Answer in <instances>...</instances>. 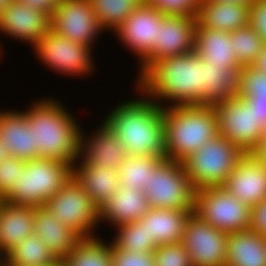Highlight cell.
<instances>
[{
  "instance_id": "1",
  "label": "cell",
  "mask_w": 266,
  "mask_h": 266,
  "mask_svg": "<svg viewBox=\"0 0 266 266\" xmlns=\"http://www.w3.org/2000/svg\"><path fill=\"white\" fill-rule=\"evenodd\" d=\"M103 124L128 155L166 159L162 105L148 99L130 100L112 110Z\"/></svg>"
},
{
  "instance_id": "2",
  "label": "cell",
  "mask_w": 266,
  "mask_h": 266,
  "mask_svg": "<svg viewBox=\"0 0 266 266\" xmlns=\"http://www.w3.org/2000/svg\"><path fill=\"white\" fill-rule=\"evenodd\" d=\"M140 80V81H139ZM137 85L153 100L168 99L174 105H201L202 58L192 53L154 62L138 79Z\"/></svg>"
},
{
  "instance_id": "3",
  "label": "cell",
  "mask_w": 266,
  "mask_h": 266,
  "mask_svg": "<svg viewBox=\"0 0 266 266\" xmlns=\"http://www.w3.org/2000/svg\"><path fill=\"white\" fill-rule=\"evenodd\" d=\"M38 102L25 112L38 158L54 159L74 166L77 158L80 159L81 130L77 121L56 101Z\"/></svg>"
},
{
  "instance_id": "4",
  "label": "cell",
  "mask_w": 266,
  "mask_h": 266,
  "mask_svg": "<svg viewBox=\"0 0 266 266\" xmlns=\"http://www.w3.org/2000/svg\"><path fill=\"white\" fill-rule=\"evenodd\" d=\"M166 159L182 162L218 134L211 105L163 106Z\"/></svg>"
},
{
  "instance_id": "5",
  "label": "cell",
  "mask_w": 266,
  "mask_h": 266,
  "mask_svg": "<svg viewBox=\"0 0 266 266\" xmlns=\"http://www.w3.org/2000/svg\"><path fill=\"white\" fill-rule=\"evenodd\" d=\"M73 177V166L54 159L37 158L24 164L23 175L2 199L10 204L40 207Z\"/></svg>"
},
{
  "instance_id": "6",
  "label": "cell",
  "mask_w": 266,
  "mask_h": 266,
  "mask_svg": "<svg viewBox=\"0 0 266 266\" xmlns=\"http://www.w3.org/2000/svg\"><path fill=\"white\" fill-rule=\"evenodd\" d=\"M245 152L228 139L217 135L182 161L193 187H221Z\"/></svg>"
},
{
  "instance_id": "7",
  "label": "cell",
  "mask_w": 266,
  "mask_h": 266,
  "mask_svg": "<svg viewBox=\"0 0 266 266\" xmlns=\"http://www.w3.org/2000/svg\"><path fill=\"white\" fill-rule=\"evenodd\" d=\"M142 191L150 208L194 210L196 189L182 162L164 159Z\"/></svg>"
},
{
  "instance_id": "8",
  "label": "cell",
  "mask_w": 266,
  "mask_h": 266,
  "mask_svg": "<svg viewBox=\"0 0 266 266\" xmlns=\"http://www.w3.org/2000/svg\"><path fill=\"white\" fill-rule=\"evenodd\" d=\"M193 213L226 234L251 227V208L222 186L197 189Z\"/></svg>"
},
{
  "instance_id": "9",
  "label": "cell",
  "mask_w": 266,
  "mask_h": 266,
  "mask_svg": "<svg viewBox=\"0 0 266 266\" xmlns=\"http://www.w3.org/2000/svg\"><path fill=\"white\" fill-rule=\"evenodd\" d=\"M44 207L59 223L73 230L80 238H92V230L96 223H99L98 207L74 177H71Z\"/></svg>"
},
{
  "instance_id": "10",
  "label": "cell",
  "mask_w": 266,
  "mask_h": 266,
  "mask_svg": "<svg viewBox=\"0 0 266 266\" xmlns=\"http://www.w3.org/2000/svg\"><path fill=\"white\" fill-rule=\"evenodd\" d=\"M217 115L218 134L250 153L265 137L253 108L243 99L227 98L213 105Z\"/></svg>"
},
{
  "instance_id": "11",
  "label": "cell",
  "mask_w": 266,
  "mask_h": 266,
  "mask_svg": "<svg viewBox=\"0 0 266 266\" xmlns=\"http://www.w3.org/2000/svg\"><path fill=\"white\" fill-rule=\"evenodd\" d=\"M197 17L185 15L161 16L157 39L150 54L141 64L140 76L156 61L192 53L195 49Z\"/></svg>"
},
{
  "instance_id": "12",
  "label": "cell",
  "mask_w": 266,
  "mask_h": 266,
  "mask_svg": "<svg viewBox=\"0 0 266 266\" xmlns=\"http://www.w3.org/2000/svg\"><path fill=\"white\" fill-rule=\"evenodd\" d=\"M227 235L192 213L181 242L192 266H226Z\"/></svg>"
},
{
  "instance_id": "13",
  "label": "cell",
  "mask_w": 266,
  "mask_h": 266,
  "mask_svg": "<svg viewBox=\"0 0 266 266\" xmlns=\"http://www.w3.org/2000/svg\"><path fill=\"white\" fill-rule=\"evenodd\" d=\"M33 46L45 64L61 73L67 75L77 73L80 76L93 69L89 46L73 42L51 29Z\"/></svg>"
},
{
  "instance_id": "14",
  "label": "cell",
  "mask_w": 266,
  "mask_h": 266,
  "mask_svg": "<svg viewBox=\"0 0 266 266\" xmlns=\"http://www.w3.org/2000/svg\"><path fill=\"white\" fill-rule=\"evenodd\" d=\"M50 20L51 30L89 47L102 31L89 0H61Z\"/></svg>"
},
{
  "instance_id": "15",
  "label": "cell",
  "mask_w": 266,
  "mask_h": 266,
  "mask_svg": "<svg viewBox=\"0 0 266 266\" xmlns=\"http://www.w3.org/2000/svg\"><path fill=\"white\" fill-rule=\"evenodd\" d=\"M163 14L157 8L143 3L114 30L121 41L142 58L141 62L152 51Z\"/></svg>"
},
{
  "instance_id": "16",
  "label": "cell",
  "mask_w": 266,
  "mask_h": 266,
  "mask_svg": "<svg viewBox=\"0 0 266 266\" xmlns=\"http://www.w3.org/2000/svg\"><path fill=\"white\" fill-rule=\"evenodd\" d=\"M222 187L253 208L266 200V167L245 153Z\"/></svg>"
},
{
  "instance_id": "17",
  "label": "cell",
  "mask_w": 266,
  "mask_h": 266,
  "mask_svg": "<svg viewBox=\"0 0 266 266\" xmlns=\"http://www.w3.org/2000/svg\"><path fill=\"white\" fill-rule=\"evenodd\" d=\"M51 29L50 16L12 0L0 11V30L11 37L36 44Z\"/></svg>"
},
{
  "instance_id": "18",
  "label": "cell",
  "mask_w": 266,
  "mask_h": 266,
  "mask_svg": "<svg viewBox=\"0 0 266 266\" xmlns=\"http://www.w3.org/2000/svg\"><path fill=\"white\" fill-rule=\"evenodd\" d=\"M203 87L201 105H211L227 98H239L243 65L216 66L202 60Z\"/></svg>"
},
{
  "instance_id": "19",
  "label": "cell",
  "mask_w": 266,
  "mask_h": 266,
  "mask_svg": "<svg viewBox=\"0 0 266 266\" xmlns=\"http://www.w3.org/2000/svg\"><path fill=\"white\" fill-rule=\"evenodd\" d=\"M194 210L150 208L138 221L146 226L149 238L157 246L182 242L187 220Z\"/></svg>"
},
{
  "instance_id": "20",
  "label": "cell",
  "mask_w": 266,
  "mask_h": 266,
  "mask_svg": "<svg viewBox=\"0 0 266 266\" xmlns=\"http://www.w3.org/2000/svg\"><path fill=\"white\" fill-rule=\"evenodd\" d=\"M34 234V207L0 199V260L23 239Z\"/></svg>"
},
{
  "instance_id": "21",
  "label": "cell",
  "mask_w": 266,
  "mask_h": 266,
  "mask_svg": "<svg viewBox=\"0 0 266 266\" xmlns=\"http://www.w3.org/2000/svg\"><path fill=\"white\" fill-rule=\"evenodd\" d=\"M251 4L201 0L197 25L230 33L249 25Z\"/></svg>"
},
{
  "instance_id": "22",
  "label": "cell",
  "mask_w": 266,
  "mask_h": 266,
  "mask_svg": "<svg viewBox=\"0 0 266 266\" xmlns=\"http://www.w3.org/2000/svg\"><path fill=\"white\" fill-rule=\"evenodd\" d=\"M0 138L3 145L8 146L11 156L26 162L38 158L32 128L24 111L0 113Z\"/></svg>"
},
{
  "instance_id": "23",
  "label": "cell",
  "mask_w": 266,
  "mask_h": 266,
  "mask_svg": "<svg viewBox=\"0 0 266 266\" xmlns=\"http://www.w3.org/2000/svg\"><path fill=\"white\" fill-rule=\"evenodd\" d=\"M99 129L100 131L96 132L94 136L91 135L93 138L90 136L87 141L81 133L79 155L82 159L80 160L92 166H107L118 169L128 155L126 147L104 124ZM85 141L86 143H84Z\"/></svg>"
},
{
  "instance_id": "24",
  "label": "cell",
  "mask_w": 266,
  "mask_h": 266,
  "mask_svg": "<svg viewBox=\"0 0 266 266\" xmlns=\"http://www.w3.org/2000/svg\"><path fill=\"white\" fill-rule=\"evenodd\" d=\"M34 234L42 239L60 262L81 239L73 230L59 223L44 206L34 207Z\"/></svg>"
},
{
  "instance_id": "25",
  "label": "cell",
  "mask_w": 266,
  "mask_h": 266,
  "mask_svg": "<svg viewBox=\"0 0 266 266\" xmlns=\"http://www.w3.org/2000/svg\"><path fill=\"white\" fill-rule=\"evenodd\" d=\"M149 209L150 205L143 191L120 187L111 199L99 208V221L104 219L119 226L139 220Z\"/></svg>"
},
{
  "instance_id": "26",
  "label": "cell",
  "mask_w": 266,
  "mask_h": 266,
  "mask_svg": "<svg viewBox=\"0 0 266 266\" xmlns=\"http://www.w3.org/2000/svg\"><path fill=\"white\" fill-rule=\"evenodd\" d=\"M81 163L80 167H73V177L99 209L120 188L119 171L113 167Z\"/></svg>"
},
{
  "instance_id": "27",
  "label": "cell",
  "mask_w": 266,
  "mask_h": 266,
  "mask_svg": "<svg viewBox=\"0 0 266 266\" xmlns=\"http://www.w3.org/2000/svg\"><path fill=\"white\" fill-rule=\"evenodd\" d=\"M226 266H266V236L250 229L229 233Z\"/></svg>"
},
{
  "instance_id": "28",
  "label": "cell",
  "mask_w": 266,
  "mask_h": 266,
  "mask_svg": "<svg viewBox=\"0 0 266 266\" xmlns=\"http://www.w3.org/2000/svg\"><path fill=\"white\" fill-rule=\"evenodd\" d=\"M194 51L202 60L216 66L240 65L234 52L230 33L228 32L207 29L202 25H197Z\"/></svg>"
},
{
  "instance_id": "29",
  "label": "cell",
  "mask_w": 266,
  "mask_h": 266,
  "mask_svg": "<svg viewBox=\"0 0 266 266\" xmlns=\"http://www.w3.org/2000/svg\"><path fill=\"white\" fill-rule=\"evenodd\" d=\"M5 256L3 260L9 266H56L60 263L35 234L23 239Z\"/></svg>"
},
{
  "instance_id": "30",
  "label": "cell",
  "mask_w": 266,
  "mask_h": 266,
  "mask_svg": "<svg viewBox=\"0 0 266 266\" xmlns=\"http://www.w3.org/2000/svg\"><path fill=\"white\" fill-rule=\"evenodd\" d=\"M164 159L158 156L127 155L118 167L119 186L142 191L151 174Z\"/></svg>"
},
{
  "instance_id": "31",
  "label": "cell",
  "mask_w": 266,
  "mask_h": 266,
  "mask_svg": "<svg viewBox=\"0 0 266 266\" xmlns=\"http://www.w3.org/2000/svg\"><path fill=\"white\" fill-rule=\"evenodd\" d=\"M97 238H81L61 261L63 266H112L111 244Z\"/></svg>"
},
{
  "instance_id": "32",
  "label": "cell",
  "mask_w": 266,
  "mask_h": 266,
  "mask_svg": "<svg viewBox=\"0 0 266 266\" xmlns=\"http://www.w3.org/2000/svg\"><path fill=\"white\" fill-rule=\"evenodd\" d=\"M102 29L116 30L144 0H89Z\"/></svg>"
},
{
  "instance_id": "33",
  "label": "cell",
  "mask_w": 266,
  "mask_h": 266,
  "mask_svg": "<svg viewBox=\"0 0 266 266\" xmlns=\"http://www.w3.org/2000/svg\"><path fill=\"white\" fill-rule=\"evenodd\" d=\"M118 235L113 243L119 248L133 253L154 252L158 247L156 243L149 238L146 226L138 220L121 224L117 226Z\"/></svg>"
},
{
  "instance_id": "34",
  "label": "cell",
  "mask_w": 266,
  "mask_h": 266,
  "mask_svg": "<svg viewBox=\"0 0 266 266\" xmlns=\"http://www.w3.org/2000/svg\"><path fill=\"white\" fill-rule=\"evenodd\" d=\"M230 36L238 63L243 66H251L262 50L263 39L250 24L231 31Z\"/></svg>"
},
{
  "instance_id": "35",
  "label": "cell",
  "mask_w": 266,
  "mask_h": 266,
  "mask_svg": "<svg viewBox=\"0 0 266 266\" xmlns=\"http://www.w3.org/2000/svg\"><path fill=\"white\" fill-rule=\"evenodd\" d=\"M239 98L243 100H266V73L244 66Z\"/></svg>"
},
{
  "instance_id": "36",
  "label": "cell",
  "mask_w": 266,
  "mask_h": 266,
  "mask_svg": "<svg viewBox=\"0 0 266 266\" xmlns=\"http://www.w3.org/2000/svg\"><path fill=\"white\" fill-rule=\"evenodd\" d=\"M155 266H192L182 243L160 245L154 251Z\"/></svg>"
},
{
  "instance_id": "37",
  "label": "cell",
  "mask_w": 266,
  "mask_h": 266,
  "mask_svg": "<svg viewBox=\"0 0 266 266\" xmlns=\"http://www.w3.org/2000/svg\"><path fill=\"white\" fill-rule=\"evenodd\" d=\"M25 163L26 161L13 156L0 162V199L12 190L20 175H23Z\"/></svg>"
},
{
  "instance_id": "38",
  "label": "cell",
  "mask_w": 266,
  "mask_h": 266,
  "mask_svg": "<svg viewBox=\"0 0 266 266\" xmlns=\"http://www.w3.org/2000/svg\"><path fill=\"white\" fill-rule=\"evenodd\" d=\"M201 0H144V4L157 8L165 15L197 17Z\"/></svg>"
},
{
  "instance_id": "39",
  "label": "cell",
  "mask_w": 266,
  "mask_h": 266,
  "mask_svg": "<svg viewBox=\"0 0 266 266\" xmlns=\"http://www.w3.org/2000/svg\"><path fill=\"white\" fill-rule=\"evenodd\" d=\"M112 266H155L154 252L133 253L111 243Z\"/></svg>"
},
{
  "instance_id": "40",
  "label": "cell",
  "mask_w": 266,
  "mask_h": 266,
  "mask_svg": "<svg viewBox=\"0 0 266 266\" xmlns=\"http://www.w3.org/2000/svg\"><path fill=\"white\" fill-rule=\"evenodd\" d=\"M249 24L266 43V0H256L251 4Z\"/></svg>"
},
{
  "instance_id": "41",
  "label": "cell",
  "mask_w": 266,
  "mask_h": 266,
  "mask_svg": "<svg viewBox=\"0 0 266 266\" xmlns=\"http://www.w3.org/2000/svg\"><path fill=\"white\" fill-rule=\"evenodd\" d=\"M250 230L266 236V200L251 208Z\"/></svg>"
},
{
  "instance_id": "42",
  "label": "cell",
  "mask_w": 266,
  "mask_h": 266,
  "mask_svg": "<svg viewBox=\"0 0 266 266\" xmlns=\"http://www.w3.org/2000/svg\"><path fill=\"white\" fill-rule=\"evenodd\" d=\"M20 4L26 5L31 9H36L43 11L50 17L53 14V11L58 7L61 0H15Z\"/></svg>"
},
{
  "instance_id": "43",
  "label": "cell",
  "mask_w": 266,
  "mask_h": 266,
  "mask_svg": "<svg viewBox=\"0 0 266 266\" xmlns=\"http://www.w3.org/2000/svg\"><path fill=\"white\" fill-rule=\"evenodd\" d=\"M249 106L253 108L254 114L260 124L265 130L266 128V100H244Z\"/></svg>"
},
{
  "instance_id": "44",
  "label": "cell",
  "mask_w": 266,
  "mask_h": 266,
  "mask_svg": "<svg viewBox=\"0 0 266 266\" xmlns=\"http://www.w3.org/2000/svg\"><path fill=\"white\" fill-rule=\"evenodd\" d=\"M250 154L266 167V136L261 142L250 152Z\"/></svg>"
},
{
  "instance_id": "45",
  "label": "cell",
  "mask_w": 266,
  "mask_h": 266,
  "mask_svg": "<svg viewBox=\"0 0 266 266\" xmlns=\"http://www.w3.org/2000/svg\"><path fill=\"white\" fill-rule=\"evenodd\" d=\"M255 70L266 73V43H264L261 52L258 54L256 60L251 64Z\"/></svg>"
},
{
  "instance_id": "46",
  "label": "cell",
  "mask_w": 266,
  "mask_h": 266,
  "mask_svg": "<svg viewBox=\"0 0 266 266\" xmlns=\"http://www.w3.org/2000/svg\"><path fill=\"white\" fill-rule=\"evenodd\" d=\"M4 142L3 140L0 138V162L2 160H5L7 158H9L11 156L8 146L3 145Z\"/></svg>"
},
{
  "instance_id": "47",
  "label": "cell",
  "mask_w": 266,
  "mask_h": 266,
  "mask_svg": "<svg viewBox=\"0 0 266 266\" xmlns=\"http://www.w3.org/2000/svg\"><path fill=\"white\" fill-rule=\"evenodd\" d=\"M209 1H224V2H234V3H242V4H252L256 0H209Z\"/></svg>"
},
{
  "instance_id": "48",
  "label": "cell",
  "mask_w": 266,
  "mask_h": 266,
  "mask_svg": "<svg viewBox=\"0 0 266 266\" xmlns=\"http://www.w3.org/2000/svg\"><path fill=\"white\" fill-rule=\"evenodd\" d=\"M12 0H0V11L4 6H6L8 3H10Z\"/></svg>"
},
{
  "instance_id": "49",
  "label": "cell",
  "mask_w": 266,
  "mask_h": 266,
  "mask_svg": "<svg viewBox=\"0 0 266 266\" xmlns=\"http://www.w3.org/2000/svg\"><path fill=\"white\" fill-rule=\"evenodd\" d=\"M0 266H9L2 258V260H0Z\"/></svg>"
}]
</instances>
